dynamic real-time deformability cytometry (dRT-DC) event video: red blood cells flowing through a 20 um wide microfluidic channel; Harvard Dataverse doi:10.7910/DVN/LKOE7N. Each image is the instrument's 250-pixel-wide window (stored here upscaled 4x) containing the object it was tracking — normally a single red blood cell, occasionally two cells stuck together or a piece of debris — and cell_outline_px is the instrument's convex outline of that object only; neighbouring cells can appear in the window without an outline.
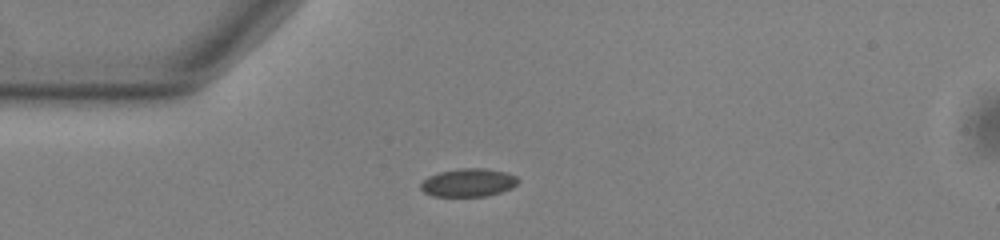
{"species": "common noctule bat (a hibernating species)", "species_latin": "Nyctalus noctula", "temperature_condition": "warm", "stored_images_in_passage": 41, "camera_frame_rate_fps": 3000, "um_per_image_px": 0.085, "animal": {"sex": "male", "body_mass_g": 13.0, "forearm_length_mm": 53.1}, "frame": {"image": 1, "passage_image": 1, "time_ms": 0.0, "image_size_px": [1000, 240], "cell_outline_px": [[520, 180], [512, 188], [500, 192], [484, 196], [432, 196], [424, 192], [420, 188], [420, 184], [428, 176], [440, 172], [460, 168], [484, 168], [504, 172], [516, 176]], "centroid_in_image_um": [39.8, 15.52], "position_along_channel_um": 45.2, "area_um2": 15.9}}
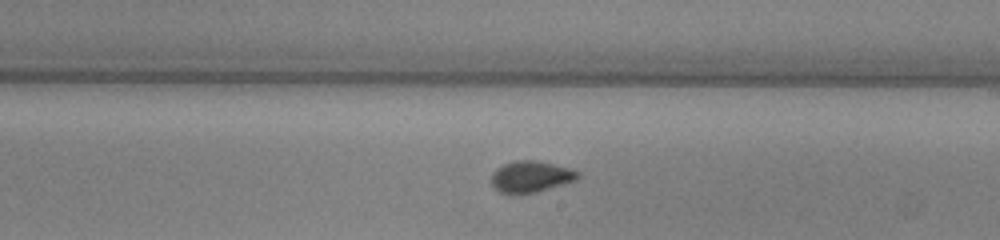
{"frame": {"image": 2, "passage_image": 18, "time_ms": 5.667, "image_size_px": [1000, 240], "cell_outline_px": [[580, 176], [576, 180], [536, 192], [500, 192], [492, 184], [492, 172], [496, 168], [504, 164], [516, 160], [536, 160], [568, 168], [580, 172]], "centroid_in_image_um": [45.13, 14.98], "position_along_channel_um": 243.9, "area_um2": 15.37}}
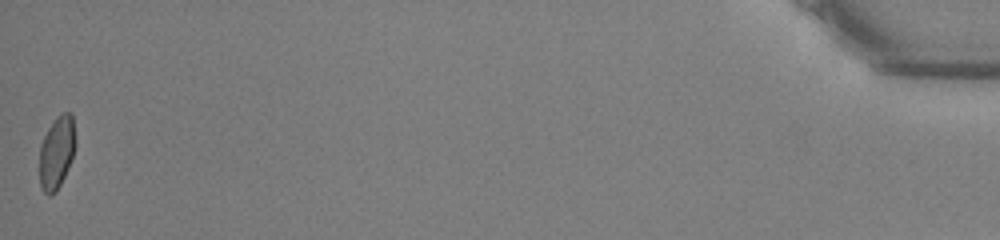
{"frame": {"image": 3, "passage_image": 41, "time_ms": 13.333, "image_size_px": [1000, 240], "cell_outline_px": [[76, 144], [68, 168], [56, 192], [52, 196], [48, 196], [40, 188], [40, 144], [48, 128], [56, 116], [60, 112], [72, 112], [76, 140]], "centroid_in_image_um": [4.82, 12.93], "position_along_channel_um": 430.4, "area_um2": 15.43}, "authors_computed_cell_mechanics": {"area_um2": 15.7794, "velocity_mm_per_s": 3.7957, "shape_relaxation_time_tau1_ms": 5.6381, "shape_relaxation_time_tau2_ms": null, "deformation_change_tau1": 0.0989, "deformation_change_tau2": null}}